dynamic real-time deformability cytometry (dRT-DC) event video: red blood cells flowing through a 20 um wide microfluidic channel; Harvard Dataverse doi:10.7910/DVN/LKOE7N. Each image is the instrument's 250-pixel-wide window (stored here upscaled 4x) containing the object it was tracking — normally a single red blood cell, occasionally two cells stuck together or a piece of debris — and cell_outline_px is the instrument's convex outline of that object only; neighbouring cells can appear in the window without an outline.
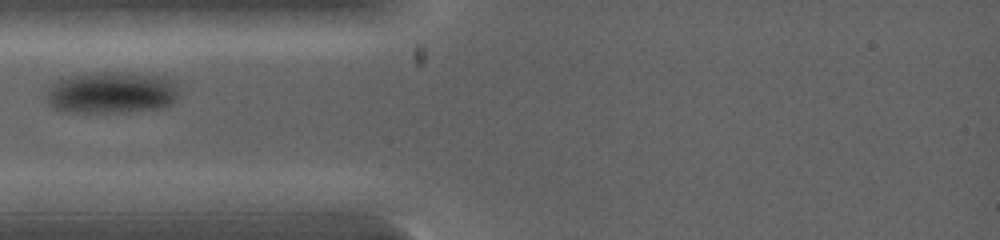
{"species": "common noctule bat (a hibernating species)", "species_latin": "Nyctalus noctula", "temperature_condition": "warm", "stored_images_in_passage": 3, "camera_frame_rate_fps": 5000, "um_per_image_px": 0.085, "animal": {"sex": "female", "body_mass_g": 19.0, "forearm_length_mm": 53.3}, "frame": {"image": 1, "passage_image": 1, "time_ms": 0.0, "image_size_px": [1000, 240], "cell_outline_px": [[176, 100], [172, 104], [164, 108], [128, 112], [68, 112], [52, 108], [48, 104], [44, 96], [48, 88], [56, 80], [64, 76], [92, 72], [124, 72], [156, 76], [172, 80], [176, 84]], "centroid_in_image_um": [9.41, 7.88], "position_along_channel_um": 75.6, "area_um2": 32.77}}